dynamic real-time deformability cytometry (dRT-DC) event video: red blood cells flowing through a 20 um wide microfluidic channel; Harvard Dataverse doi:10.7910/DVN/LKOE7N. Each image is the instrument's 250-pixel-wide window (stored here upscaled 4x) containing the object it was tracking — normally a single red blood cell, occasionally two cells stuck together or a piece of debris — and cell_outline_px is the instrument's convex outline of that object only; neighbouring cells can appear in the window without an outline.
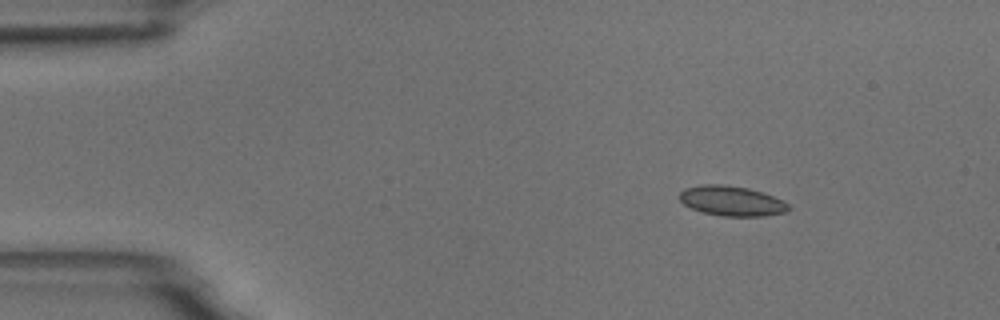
{"species": "common noctule bat (a hibernating species)", "species_latin": "Nyctalus noctula", "temperature_condition": "room temperature", "stored_images_in_passage": 6, "camera_frame_rate_fps": 3000, "um_per_image_px": 0.085, "animal": {"sex": "male", "body_mass_g": 18.8}, "frame": {"image": 1, "passage_image": 1, "time_ms": 0.0, "image_size_px": [1000, 320], "cell_outline_px": [[792, 208], [784, 212], [764, 216], [724, 216], [704, 212], [692, 208], [684, 204], [680, 200], [680, 192], [684, 188], [700, 184], [724, 184], [748, 188], [784, 200]], "centroid_in_image_um": [62.19, 17.07], "position_along_channel_um": 22.8, "area_um2": 18.96}}
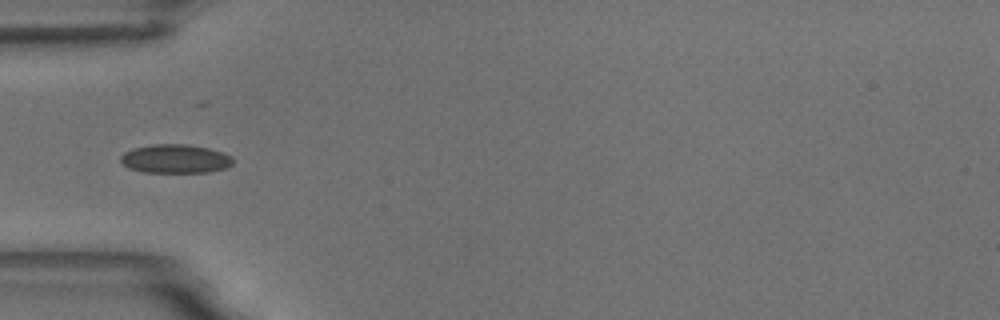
{"frame": {"image": 2, "passage_image": 4, "time_ms": 3.333, "image_size_px": [1000, 320], "cell_outline_px": [[232, 164], [228, 168], [208, 172], [144, 172], [128, 168], [120, 160], [120, 156], [124, 152], [132, 148], [152, 144], [184, 144], [208, 148], [232, 156]], "centroid_in_image_um": [14.88, 13.5], "position_along_channel_um": 70.1, "area_um2": 18.84}}